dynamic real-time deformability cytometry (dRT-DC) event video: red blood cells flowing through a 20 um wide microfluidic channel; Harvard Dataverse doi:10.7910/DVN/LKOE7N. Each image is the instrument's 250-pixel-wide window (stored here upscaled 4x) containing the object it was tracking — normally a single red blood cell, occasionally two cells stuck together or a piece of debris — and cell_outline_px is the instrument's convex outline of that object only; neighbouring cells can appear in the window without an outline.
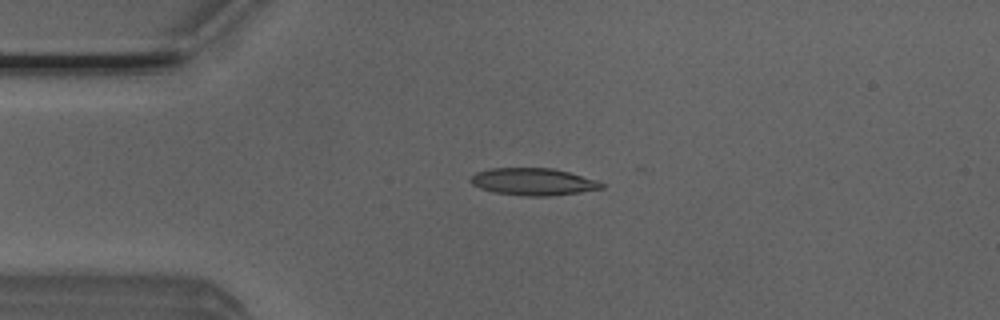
{"species": "Egyptian fruit bat (a non-hibernating species)", "species_latin": "Rousettus aegyptiacus", "temperature_condition": "room temperature", "stored_images_in_passage": 6, "camera_frame_rate_fps": 3000, "um_per_image_px": 0.085, "animal": {"sex": "male"}, "frame": {"image": 1, "passage_image": 2, "time_ms": 0.333, "image_size_px": [1000, 320], "cell_outline_px": [[604, 188], [580, 192], [548, 196], [528, 196], [492, 192], [480, 188], [472, 184], [468, 180], [476, 172], [488, 168], [552, 168], [568, 172], [596, 180], [604, 184]], "centroid_in_image_um": [45.28, 15.44], "position_along_channel_um": 39.7, "area_um2": 20.69}}